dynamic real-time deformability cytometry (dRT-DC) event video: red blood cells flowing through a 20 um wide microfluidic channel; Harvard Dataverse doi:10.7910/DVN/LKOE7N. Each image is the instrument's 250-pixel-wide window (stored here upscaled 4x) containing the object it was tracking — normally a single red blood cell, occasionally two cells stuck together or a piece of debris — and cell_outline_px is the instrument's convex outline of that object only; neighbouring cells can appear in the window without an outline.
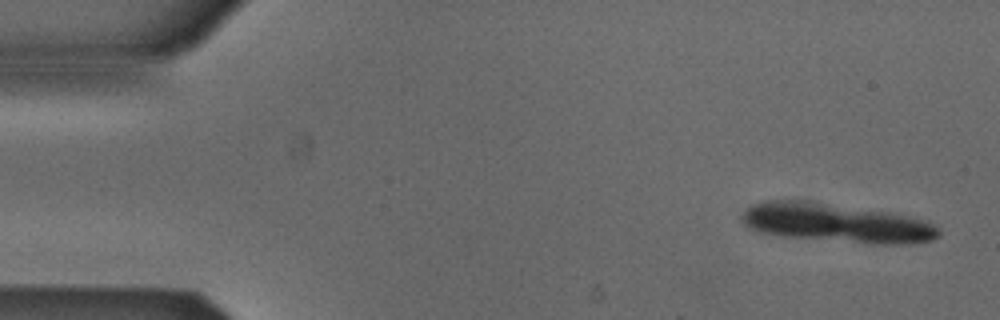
{"species": "Egyptian fruit bat (a non-hibernating species)", "species_latin": "Rousettus aegyptiacus", "temperature_condition": "cold", "stored_images_in_passage": 7, "camera_frame_rate_fps": 3000, "um_per_image_px": 0.085, "animal": {"sex": "male"}, "frame": {"image": 1, "passage_image": 1, "time_ms": 0.0, "image_size_px": [1000, 320], "cell_outline_px": [[940, 236], [932, 240], [912, 244], [868, 244], [784, 236], [756, 232], [748, 228], [744, 224], [740, 216], [752, 204], [764, 200], [808, 200], [880, 212], [920, 220], [932, 224], [940, 232]], "centroid_in_image_um": [70.98, 18.97], "position_along_channel_um": 14.0, "area_um2": 44.16}}